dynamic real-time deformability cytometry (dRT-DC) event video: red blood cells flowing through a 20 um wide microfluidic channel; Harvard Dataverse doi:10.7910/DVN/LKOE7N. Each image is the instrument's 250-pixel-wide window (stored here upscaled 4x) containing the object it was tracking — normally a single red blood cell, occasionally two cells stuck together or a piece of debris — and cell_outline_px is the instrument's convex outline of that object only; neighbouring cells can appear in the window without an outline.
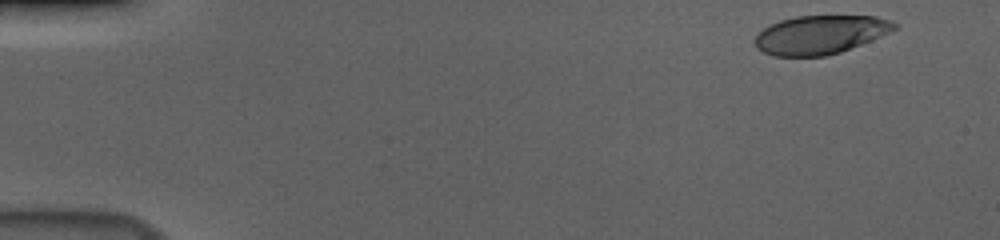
{"species": "human", "species_latin": "Homo sapiens", "temperature_condition": "cold", "stored_images_in_passage": 54, "camera_frame_rate_fps": 3000, "um_per_image_px": 0.085, "donor": {"sex": "male"}, "frame": {"image": 1, "passage_image": 2, "time_ms": 0.333, "image_size_px": [1000, 240], "cell_outline_px": [[896, 28], [872, 40], [840, 52], [824, 56], [772, 56], [756, 48], [752, 40], [768, 24], [780, 20], [796, 16], [876, 16], [888, 20], [896, 24]], "centroid_in_image_um": [69.66, 2.95], "position_along_channel_um": 15.3, "area_um2": 31.33}}
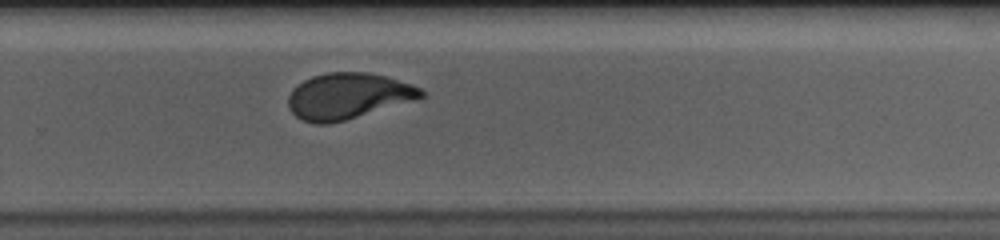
{"frame": {"image": 2, "passage_image": 36, "time_ms": 11.667, "image_size_px": [1000, 240], "cell_outline_px": [[424, 96], [344, 120], [328, 124], [316, 124], [304, 120], [296, 116], [288, 108], [288, 96], [292, 88], [296, 84], [312, 76], [328, 72], [368, 72], [388, 76], [412, 84], [420, 88], [424, 92]], "centroid_in_image_um": [29.52, 8.14], "position_along_channel_um": 300.3, "area_um2": 35.26}}
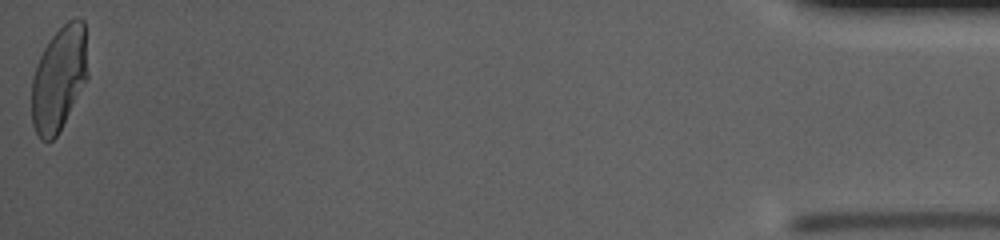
{"frame": {"image": 3, "passage_image": 54, "time_ms": 17.667, "image_size_px": [1000, 240], "cell_outline_px": [[88, 76], [56, 136], [52, 140], [40, 140], [32, 124], [32, 76], [40, 56], [44, 48], [52, 36], [68, 20], [76, 16], [80, 16], [84, 20]], "centroid_in_image_um": [5.01, 6.63], "position_along_channel_um": 430.2, "area_um2": 33.87}, "authors_computed_cell_mechanics": {"area_um2": 35.4025, "velocity_mm_per_s": 3.6836, "shape_relaxation_time_tau1_ms": 4.7279, "shape_relaxation_time_tau2_ms": 0.942, "deformation_change_tau1": 0.2005, "deformation_change_tau2": 0.0724}}